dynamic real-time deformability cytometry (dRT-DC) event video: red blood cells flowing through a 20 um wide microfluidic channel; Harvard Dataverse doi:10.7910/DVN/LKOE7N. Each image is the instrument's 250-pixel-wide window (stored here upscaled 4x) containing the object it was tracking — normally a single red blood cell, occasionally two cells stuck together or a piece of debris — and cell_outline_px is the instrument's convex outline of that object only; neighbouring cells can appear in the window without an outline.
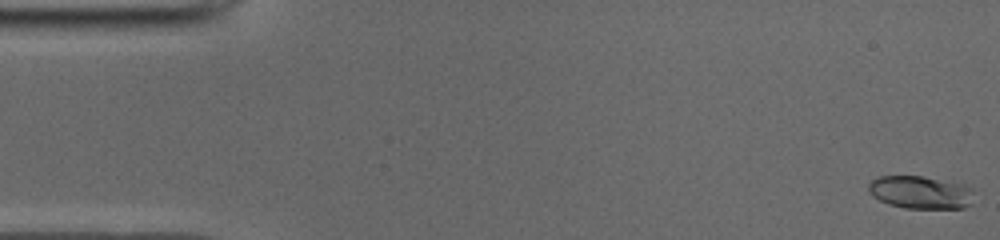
{"species": "common noctule bat (a hibernating species)", "species_latin": "Nyctalus noctula", "temperature_condition": "cold", "stored_images_in_passage": 51, "camera_frame_rate_fps": 3000, "um_per_image_px": 0.085, "animal": {"sex": "male", "body_mass_g": 19.0, "forearm_length_mm": 50.8}, "frame": {"image": 1, "passage_image": 1, "time_ms": 0.0, "image_size_px": [1000, 240], "cell_outline_px": [[972, 188], [968, 204], [964, 208], [904, 208], [888, 204], [872, 196], [868, 192], [868, 184], [876, 176], [924, 176], [964, 184]], "centroid_in_image_um": [78.17, 16.33], "position_along_channel_um": 6.8, "area_um2": 20.11}}
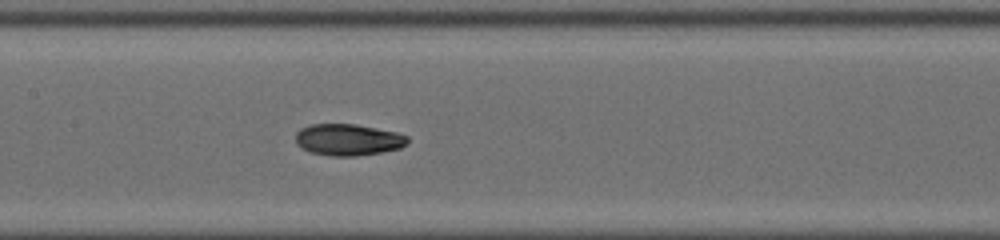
{"frame": {"image": 2, "passage_image": 24, "time_ms": 7.667, "image_size_px": [1000, 240], "cell_outline_px": [[408, 144], [400, 148], [380, 152], [356, 156], [332, 156], [308, 152], [300, 148], [296, 144], [296, 132], [300, 128], [312, 124], [356, 124], [396, 132], [408, 136]], "centroid_in_image_um": [29.56, 11.88], "position_along_channel_um": 177.8, "area_um2": 20.75}}
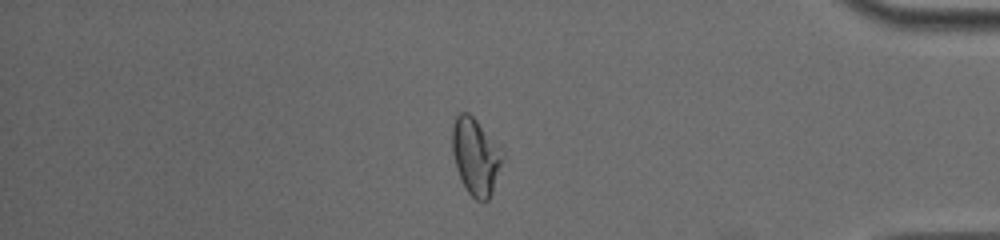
{"frame": {"image": 3, "passage_image": 43, "time_ms": 14.0, "image_size_px": [1000, 240], "cell_outline_px": [[504, 160], [492, 192], [488, 200], [476, 200], [468, 192], [456, 168], [452, 152], [452, 128], [456, 116], [460, 112], [468, 112], [476, 120], [500, 148]], "centroid_in_image_um": [40.42, 13.3], "position_along_channel_um": 394.8, "area_um2": 22.14}, "authors_computed_cell_mechanics": {"area_um2": 20.6346, "velocity_mm_per_s": 3.9552, "shape_relaxation_time_tau1_ms": 7.4392, "shape_relaxation_time_tau2_ms": 2.6307, "deformation_change_tau1": 0.2212, "deformation_change_tau2": 0.0657}}